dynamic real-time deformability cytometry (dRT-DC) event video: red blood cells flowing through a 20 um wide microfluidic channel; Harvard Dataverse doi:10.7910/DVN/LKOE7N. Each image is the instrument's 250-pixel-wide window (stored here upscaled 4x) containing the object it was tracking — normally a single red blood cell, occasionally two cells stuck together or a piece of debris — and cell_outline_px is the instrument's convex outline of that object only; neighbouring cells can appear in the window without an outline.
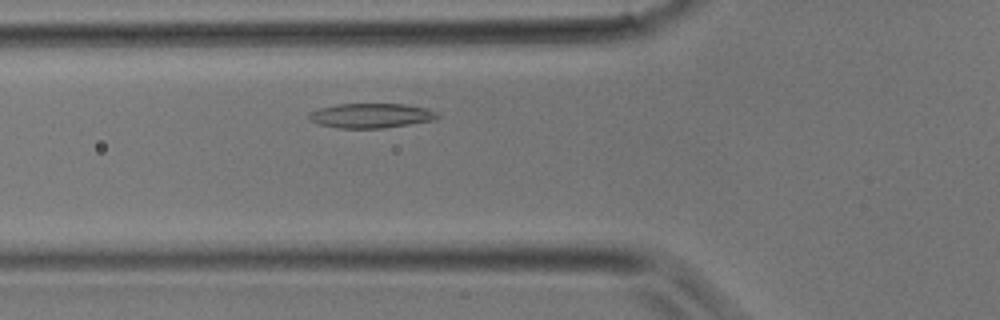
{"species": "common noctule bat (a hibernating species)", "species_latin": "Nyctalus noctula", "temperature_condition": "room temperature", "stored_images_in_passage": 27, "camera_frame_rate_fps": 3000, "um_per_image_px": 0.085, "animal": {"sex": "male", "body_mass_g": 17.9}, "frame": {"image": 1, "passage_image": 4, "time_ms": 1.0, "image_size_px": [1000, 320], "cell_outline_px": [[440, 116], [436, 120], [384, 128], [336, 128], [320, 124], [312, 120], [308, 116], [308, 112], [316, 108], [336, 104], [404, 104], [424, 108], [436, 112]], "centroid_in_image_um": [31.52, 9.82], "position_along_channel_um": 94.3, "area_um2": 18.5}}
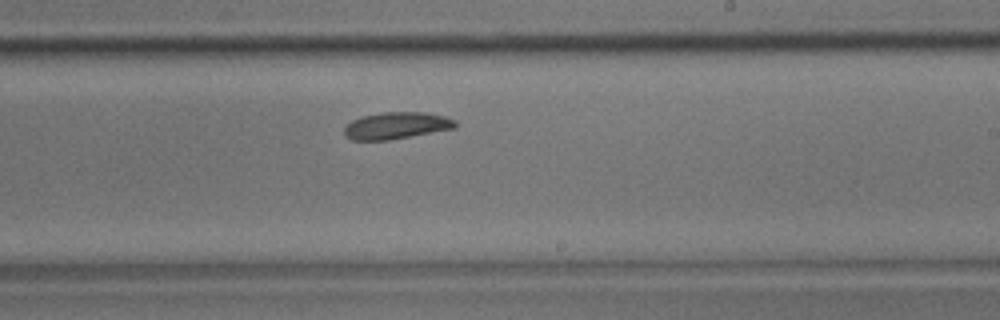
{"frame": {"image": 2, "passage_image": 13, "time_ms": 4.0, "image_size_px": [1000, 320], "cell_outline_px": [[456, 128], [388, 140], [352, 140], [344, 136], [344, 128], [352, 120], [360, 116], [380, 112], [424, 112], [444, 116], [456, 120]], "centroid_in_image_um": [33.67, 10.67], "position_along_channel_um": 255.3, "area_um2": 17.46}}
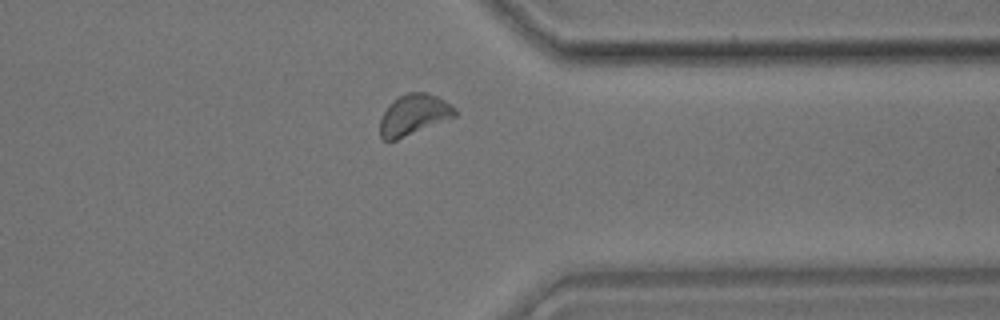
{"frame": {"image": 3, "passage_image": 20, "time_ms": 6.333, "image_size_px": [1000, 320], "cell_outline_px": [[456, 116], [396, 140], [384, 140], [380, 136], [380, 120], [388, 104], [392, 100], [408, 92], [428, 92], [452, 104], [456, 108]], "centroid_in_image_um": [35.17, 9.74], "position_along_channel_um": 376.2, "area_um2": 17.74}}